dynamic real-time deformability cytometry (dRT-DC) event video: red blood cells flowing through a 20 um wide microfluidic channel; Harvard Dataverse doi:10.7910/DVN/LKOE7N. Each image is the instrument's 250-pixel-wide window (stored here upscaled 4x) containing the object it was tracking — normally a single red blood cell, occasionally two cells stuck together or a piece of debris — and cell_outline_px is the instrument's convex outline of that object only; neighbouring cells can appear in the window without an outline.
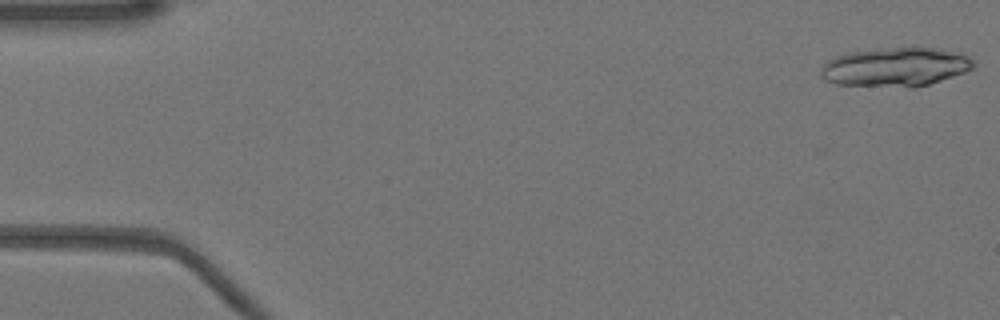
{"species": "Egyptian fruit bat (a non-hibernating species)", "species_latin": "Rousettus aegyptiacus", "temperature_condition": "warm", "stored_images_in_passage": 7, "camera_frame_rate_fps": 3000, "um_per_image_px": 0.085, "animal": {"sex": "female"}, "frame": {"image": 1, "passage_image": 1, "time_ms": 0.0, "image_size_px": [1000, 320], "cell_outline_px": [[976, 64], [972, 68], [964, 72], [916, 88], [908, 88], [836, 84], [824, 80], [820, 76], [820, 68], [828, 60], [836, 56], [848, 52], [892, 48], [932, 48], [952, 52], [968, 56]], "centroid_in_image_um": [76.05, 5.72], "position_along_channel_um": 8.9, "area_um2": 34.45}}